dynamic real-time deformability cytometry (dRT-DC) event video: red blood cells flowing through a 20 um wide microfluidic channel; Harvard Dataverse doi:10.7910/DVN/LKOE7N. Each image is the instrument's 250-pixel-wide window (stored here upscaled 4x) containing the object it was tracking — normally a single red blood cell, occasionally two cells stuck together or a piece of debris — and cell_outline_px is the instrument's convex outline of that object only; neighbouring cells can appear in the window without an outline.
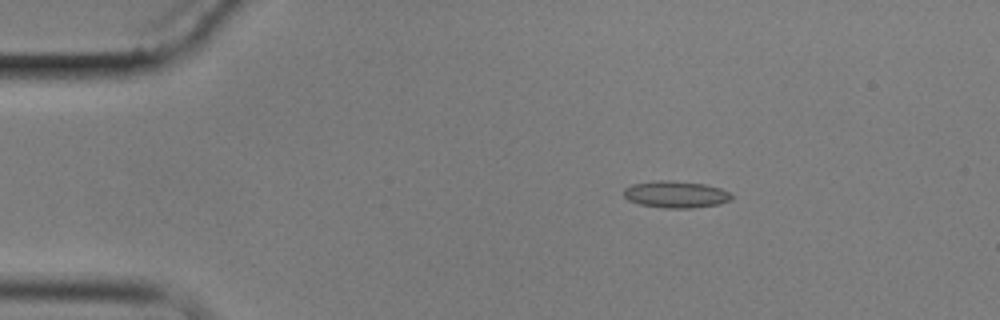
{"species": "common noctule bat (a hibernating species)", "species_latin": "Nyctalus noctula", "temperature_condition": "cold", "stored_images_in_passage": 3, "camera_frame_rate_fps": 3000, "um_per_image_px": 0.085, "animal": {"sex": "male", "body_mass_g": 17.9}, "frame": {"image": 1, "passage_image": 1, "time_ms": 0.0, "image_size_px": [1000, 320], "cell_outline_px": [[732, 200], [720, 204], [692, 208], [664, 208], [640, 204], [628, 200], [624, 196], [624, 188], [632, 184], [660, 180], [664, 180], [704, 184], [720, 188], [728, 192], [732, 196]], "centroid_in_image_um": [57.44, 16.53], "position_along_channel_um": 27.6, "area_um2": 16.76}}